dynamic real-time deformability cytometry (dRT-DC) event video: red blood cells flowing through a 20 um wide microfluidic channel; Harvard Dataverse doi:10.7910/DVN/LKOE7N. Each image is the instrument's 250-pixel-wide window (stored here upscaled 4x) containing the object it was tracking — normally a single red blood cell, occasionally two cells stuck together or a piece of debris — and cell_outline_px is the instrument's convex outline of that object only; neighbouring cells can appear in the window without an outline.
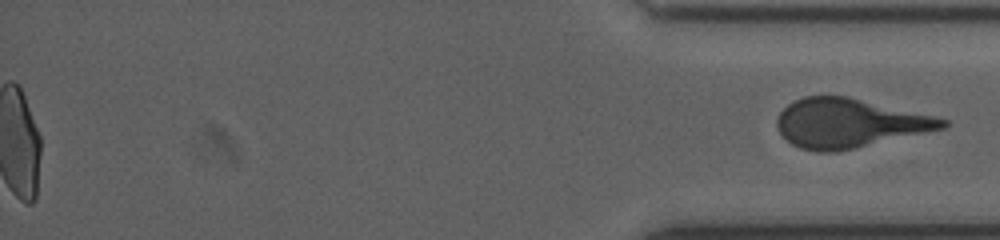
{"species": "human", "species_latin": "Homo sapiens", "temperature_condition": "cold", "stored_images_in_passage": 30, "segment_of_instrument_passage": [2, 2], "camera_frame_rate_fps": 3000, "um_per_image_px": 0.085, "donor": {"sex": "female"}, "frame": {"image": 1, "passage_image": 30, "time_ms": 11.667, "image_size_px": [1000, 240], "cell_outline_px": [[948, 124], [944, 128], [836, 152], [816, 152], [800, 148], [792, 144], [780, 132], [776, 124], [776, 120], [780, 112], [788, 104], [804, 96], [848, 96], [932, 116], [948, 120]], "centroid_in_image_um": [72.13, 10.47], "position_along_channel_um": 363.1, "area_um2": 46.64}}